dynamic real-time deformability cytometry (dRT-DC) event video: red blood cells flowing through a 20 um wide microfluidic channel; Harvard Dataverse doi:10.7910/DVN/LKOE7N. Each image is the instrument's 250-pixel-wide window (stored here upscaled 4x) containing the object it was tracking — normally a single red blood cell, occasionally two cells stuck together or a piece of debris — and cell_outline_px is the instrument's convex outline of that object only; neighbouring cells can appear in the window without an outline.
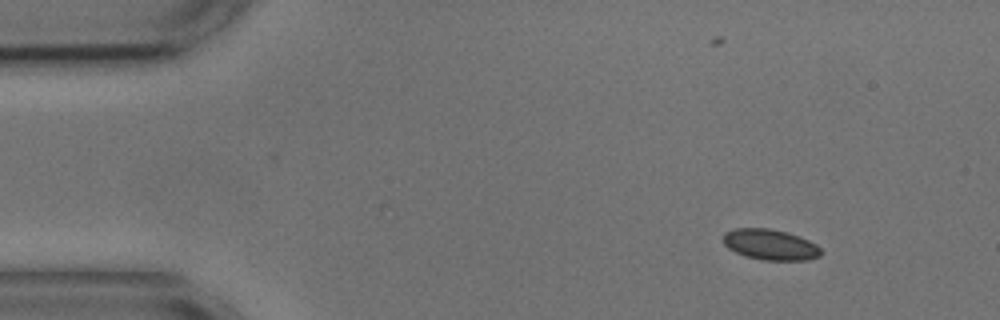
{"species": "common noctule bat (a hibernating species)", "species_latin": "Nyctalus noctula", "temperature_condition": "cold", "stored_images_in_passage": 5, "camera_frame_rate_fps": 3000, "um_per_image_px": 0.085, "animal": {"sex": "male", "body_mass_g": 17.9, "forearm_length_mm": 54.2}, "frame": {"image": 1, "passage_image": 1, "time_ms": 0.0, "image_size_px": [1000, 320], "cell_outline_px": [[824, 252], [820, 256], [808, 260], [764, 260], [744, 256], [728, 248], [724, 244], [724, 232], [736, 228], [768, 228], [788, 232], [800, 236], [816, 244]], "centroid_in_image_um": [65.5, 20.79], "position_along_channel_um": 19.5, "area_um2": 17.63}}
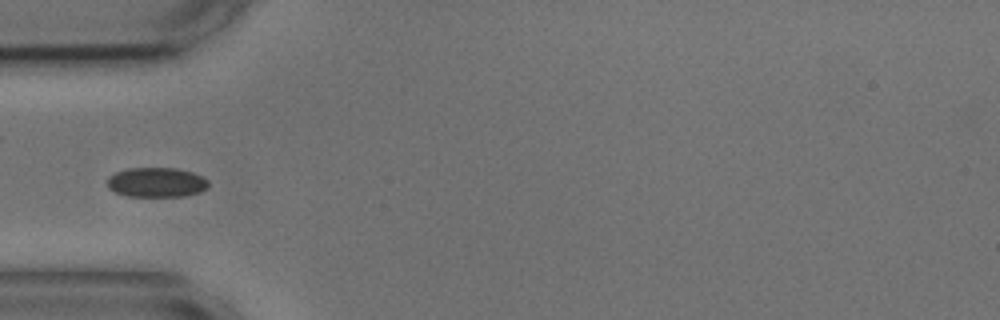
{"frame": {"image": 2, "passage_image": 4, "time_ms": 3.667, "image_size_px": [1000, 320], "cell_outline_px": [[208, 188], [200, 192], [184, 196], [128, 196], [116, 192], [108, 188], [108, 176], [116, 172], [128, 168], [176, 168], [192, 172], [208, 180]], "centroid_in_image_um": [13.3, 15.5], "position_along_channel_um": 71.7, "area_um2": 17.46}}